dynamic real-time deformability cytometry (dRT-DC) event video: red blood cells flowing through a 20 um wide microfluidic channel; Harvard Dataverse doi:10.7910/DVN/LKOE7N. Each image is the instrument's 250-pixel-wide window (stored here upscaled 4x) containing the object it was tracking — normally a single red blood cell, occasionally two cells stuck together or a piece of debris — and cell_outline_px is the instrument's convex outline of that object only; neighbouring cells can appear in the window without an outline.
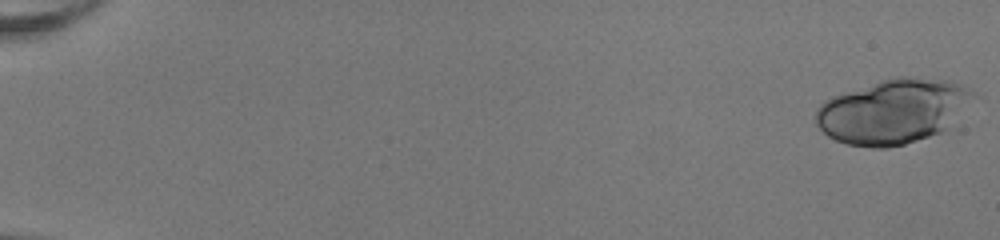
{"species": "human", "species_latin": "Homo sapiens", "temperature_condition": "room temperature", "stored_images_in_passage": 51, "camera_frame_rate_fps": 3000, "um_per_image_px": 0.085, "donor": {"sex": "female"}, "frame": {"image": 1, "passage_image": 1, "time_ms": 0.0, "image_size_px": [1000, 240], "cell_outline_px": [[976, 92], [952, 128], [904, 144], [888, 148], [872, 148], [848, 144], [836, 140], [828, 136], [816, 124], [816, 108], [824, 100], [832, 96], [880, 80], [900, 76], [908, 76], [952, 80]], "centroid_in_image_um": [75.92, 9.45], "position_along_channel_um": 9.1, "area_um2": 59.53}}
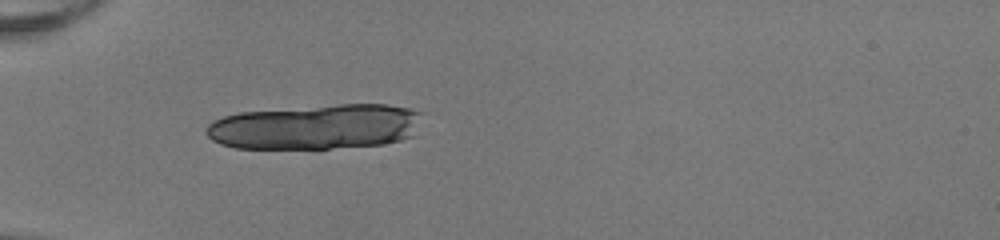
{"frame": {"image": 2, "passage_image": 18, "time_ms": 5.667, "image_size_px": [1000, 240], "cell_outline_px": [[424, 112], [412, 136], [400, 140], [384, 144], [328, 148], [236, 148], [220, 144], [212, 140], [204, 132], [208, 124], [212, 120], [224, 116], [240, 112], [340, 104], [388, 104], [412, 108]], "centroid_in_image_um": [26.85, 10.77], "position_along_channel_um": 58.2, "area_um2": 56.88}}